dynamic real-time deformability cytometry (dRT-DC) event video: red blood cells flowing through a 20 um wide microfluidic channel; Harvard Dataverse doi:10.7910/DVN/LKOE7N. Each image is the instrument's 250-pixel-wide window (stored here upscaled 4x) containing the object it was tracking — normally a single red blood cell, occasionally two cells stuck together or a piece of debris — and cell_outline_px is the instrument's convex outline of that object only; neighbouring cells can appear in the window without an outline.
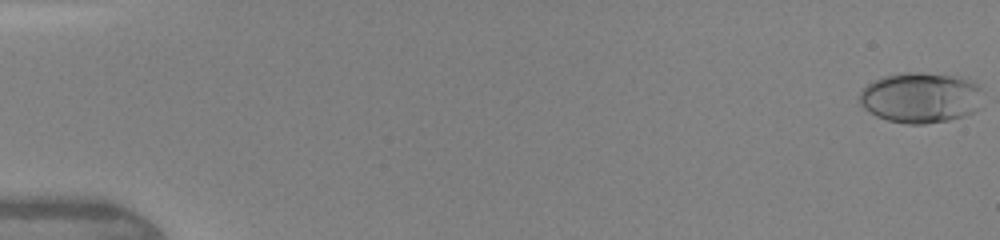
{"species": "human", "species_latin": "Homo sapiens", "temperature_condition": "warm", "stored_images_in_passage": 47, "camera_frame_rate_fps": 3000, "um_per_image_px": 0.085, "donor": {"sex": "female"}, "frame": {"image": 1, "passage_image": 1, "time_ms": 0.0, "image_size_px": [1000, 240], "cell_outline_px": [[984, 92], [976, 108], [972, 112], [964, 116], [948, 120], [924, 124], [908, 124], [888, 120], [876, 116], [864, 108], [860, 104], [860, 92], [868, 84], [884, 76], [904, 72], [920, 72], [952, 76], [968, 80], [976, 84]], "centroid_in_image_um": [78.24, 8.3], "position_along_channel_um": 6.8, "area_um2": 36.01}}
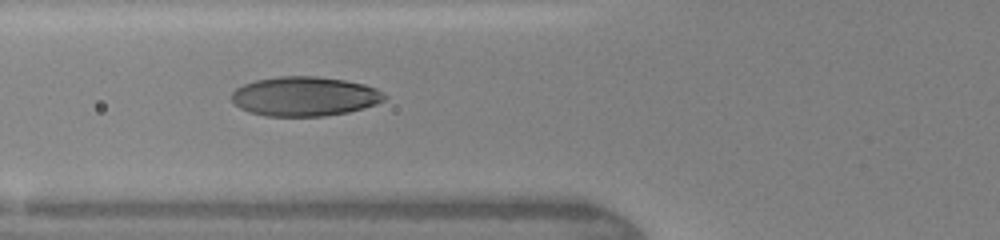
{"frame": {"image": 2, "passage_image": 19, "time_ms": 6.0, "image_size_px": [1000, 240], "cell_outline_px": [[388, 96], [384, 100], [376, 104], [364, 108], [348, 112], [324, 116], [264, 116], [248, 112], [240, 108], [232, 100], [232, 92], [236, 88], [244, 84], [256, 80], [276, 76], [316, 76], [344, 80], [364, 84], [376, 88]], "centroid_in_image_um": [25.89, 8.19], "position_along_channel_um": 99.9, "area_um2": 35.26}}
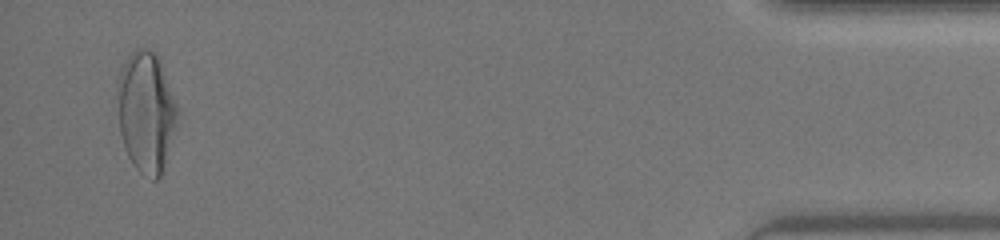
{"frame": {"image": 3, "passage_image": 46, "time_ms": 15.0, "image_size_px": [1000, 240], "cell_outline_px": [[176, 116], [160, 176], [156, 180], [152, 180], [144, 176], [132, 164], [128, 156], [120, 132], [116, 92], [116, 84], [120, 72], [128, 56], [136, 48], [148, 48], [156, 52], [160, 56], [176, 104]], "centroid_in_image_um": [12.37, 9.43], "position_along_channel_um": 422.8, "area_um2": 41.62}, "authors_computed_cell_mechanics": {"area_um2": 34.7956, "velocity_mm_per_s": 4.3612, "shape_relaxation_time_tau1_ms": 3.8857, "shape_relaxation_time_tau2_ms": null, "deformation_change_tau1": 0.1827, "deformation_change_tau2": null}}